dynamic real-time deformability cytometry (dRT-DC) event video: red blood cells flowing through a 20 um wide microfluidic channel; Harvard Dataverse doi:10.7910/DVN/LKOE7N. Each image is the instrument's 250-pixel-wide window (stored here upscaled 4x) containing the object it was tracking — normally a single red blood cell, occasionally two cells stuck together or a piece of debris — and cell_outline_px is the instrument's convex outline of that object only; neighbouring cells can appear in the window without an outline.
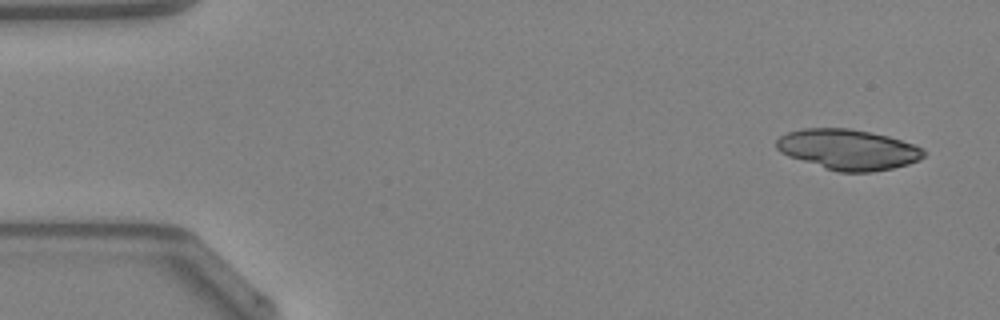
{"species": "Egyptian fruit bat (a non-hibernating species)", "species_latin": "Rousettus aegyptiacus", "temperature_condition": "warm", "stored_images_in_passage": 33, "camera_frame_rate_fps": 3000, "um_per_image_px": 0.085, "animal": {"sex": "female"}, "frame": {"image": 1, "passage_image": 1, "time_ms": 0.0, "image_size_px": [1000, 320], "cell_outline_px": [[928, 152], [920, 160], [908, 164], [892, 168], [872, 172], [836, 172], [788, 156], [780, 152], [776, 148], [776, 140], [780, 136], [788, 132], [804, 128], [848, 128], [888, 136], [924, 148]], "centroid_in_image_um": [72.09, 12.71], "position_along_channel_um": 12.9, "area_um2": 34.8}}